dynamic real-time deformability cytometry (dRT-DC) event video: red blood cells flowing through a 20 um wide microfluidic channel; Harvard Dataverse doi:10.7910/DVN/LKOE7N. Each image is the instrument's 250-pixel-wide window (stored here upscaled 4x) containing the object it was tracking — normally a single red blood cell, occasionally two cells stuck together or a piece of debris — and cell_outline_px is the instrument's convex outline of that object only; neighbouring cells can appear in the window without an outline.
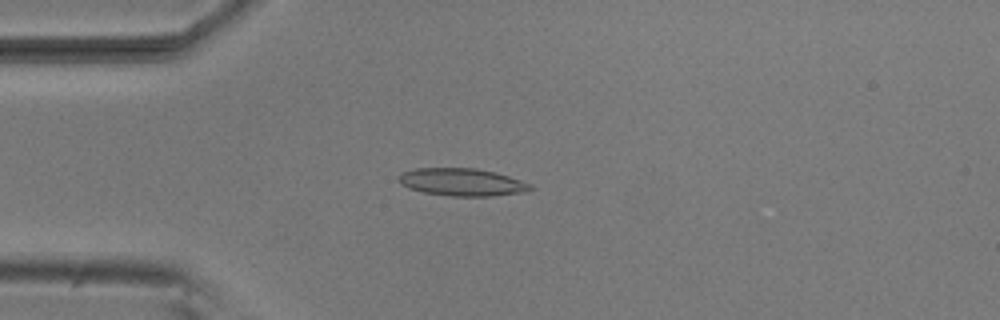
{"species": "common noctule bat (a hibernating species)", "species_latin": "Nyctalus noctula", "temperature_condition": "room temperature", "stored_images_in_passage": 52, "camera_frame_rate_fps": 3000, "um_per_image_px": 0.085, "animal": {"sex": "male", "body_mass_g": 20.5, "forearm_length_mm": 52.5}, "frame": {"image": 1, "passage_image": 13, "time_ms": 4.0, "image_size_px": [1000, 320], "cell_outline_px": [[536, 188], [528, 192], [492, 196], [452, 196], [424, 192], [408, 188], [400, 184], [396, 180], [396, 176], [400, 172], [416, 168], [476, 168], [496, 172], [532, 184]], "centroid_in_image_um": [39.26, 15.48], "position_along_channel_um": 45.7, "area_um2": 21.56}}
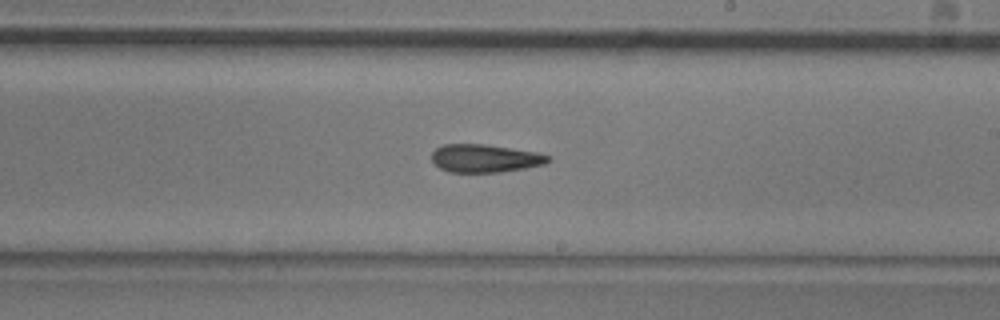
{"frame": {"image": 2, "passage_image": 30, "time_ms": 9.667, "image_size_px": [1000, 320], "cell_outline_px": [[552, 160], [544, 164], [524, 168], [500, 172], [448, 172], [440, 168], [432, 160], [432, 152], [436, 148], [444, 144], [484, 144], [540, 152], [552, 156]], "centroid_in_image_um": [41.27, 13.45], "position_along_channel_um": 247.7, "area_um2": 19.13}}
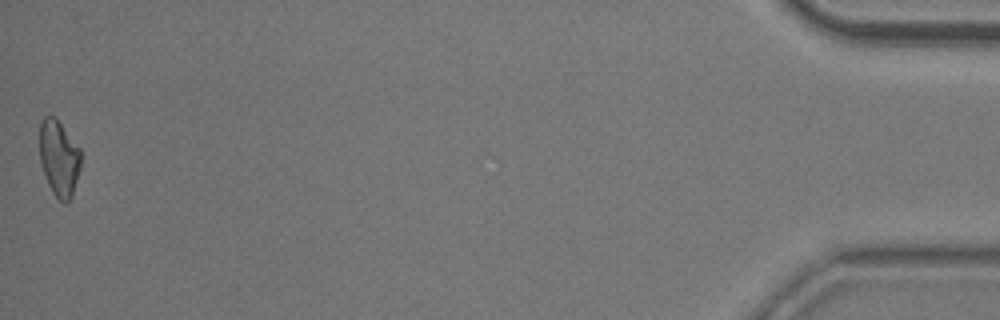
{"frame": {"image": 3, "passage_image": 52, "time_ms": 17.0, "image_size_px": [1000, 320], "cell_outline_px": [[80, 168], [72, 196], [64, 204], [52, 192], [48, 184], [40, 164], [40, 120], [44, 116], [52, 116], [60, 124], [80, 148]], "centroid_in_image_um": [5.0, 13.46], "position_along_channel_um": 430.2, "area_um2": 18.03}, "authors_computed_cell_mechanics": {"area_um2": 19.4786, "velocity_mm_per_s": 3.8189, "shape_relaxation_time_tau1_ms": 8.8736, "shape_relaxation_time_tau2_ms": 6.5538, "deformation_change_tau1": 0.2116, "deformation_change_tau2": 0.179}}